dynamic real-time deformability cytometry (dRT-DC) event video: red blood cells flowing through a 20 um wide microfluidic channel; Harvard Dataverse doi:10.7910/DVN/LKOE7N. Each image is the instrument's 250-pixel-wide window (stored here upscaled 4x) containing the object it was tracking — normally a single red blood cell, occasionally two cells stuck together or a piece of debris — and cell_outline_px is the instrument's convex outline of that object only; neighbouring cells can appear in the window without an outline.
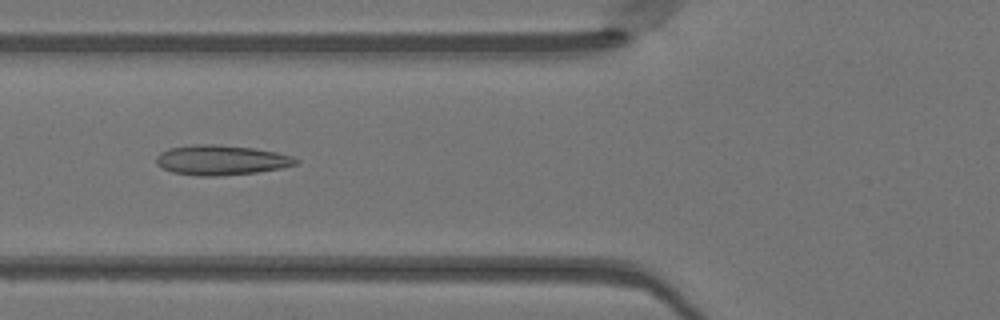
{"species": "Egyptian fruit bat (a non-hibernating species)", "species_latin": "Rousettus aegyptiacus", "temperature_condition": "warm", "stored_images_in_passage": 48, "camera_frame_rate_fps": 3000, "um_per_image_px": 0.085, "animal": {"sex": "female"}, "frame": {"image": 1, "passage_image": 18, "time_ms": 5.667, "image_size_px": [1000, 320], "cell_outline_px": [[300, 160], [296, 164], [280, 168], [256, 172], [220, 176], [196, 176], [172, 172], [156, 164], [156, 156], [160, 152], [168, 148], [200, 144], [216, 144], [252, 148], [276, 152], [292, 156]], "centroid_in_image_um": [18.78, 13.61], "position_along_channel_um": 107.0, "area_um2": 24.28}}
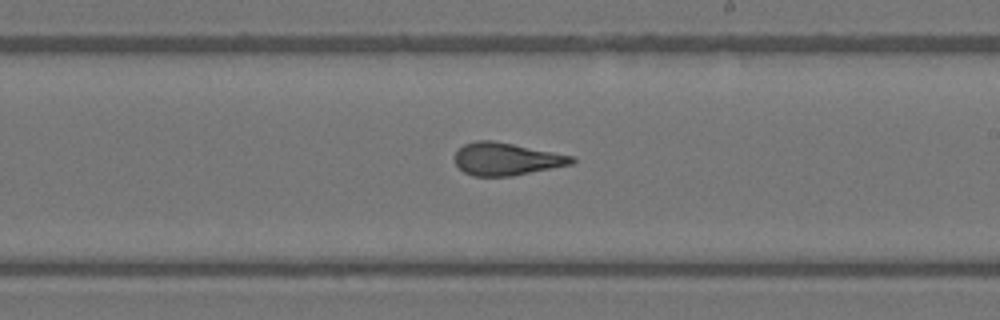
{"frame": {"image": 2, "passage_image": 28, "time_ms": 9.0, "image_size_px": [1000, 320], "cell_outline_px": [[576, 160], [572, 164], [512, 176], [472, 176], [464, 172], [456, 164], [456, 152], [464, 144], [476, 140], [492, 140], [576, 156]], "centroid_in_image_um": [43.07, 13.51], "position_along_channel_um": 245.9, "area_um2": 22.14}}
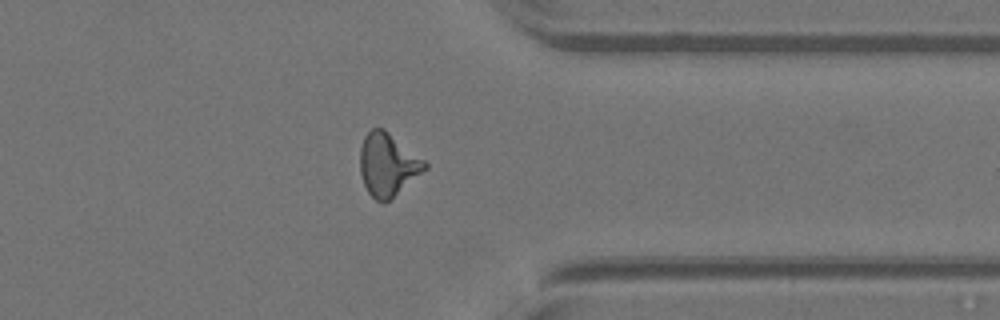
{"frame": {"image": 3, "passage_image": 38, "time_ms": 12.333, "image_size_px": [1000, 320], "cell_outline_px": [[428, 168], [384, 204], [376, 200], [368, 192], [364, 184], [360, 172], [360, 148], [364, 136], [372, 128], [384, 128], [424, 160], [428, 164]], "centroid_in_image_um": [32.95, 13.99], "position_along_channel_um": 378.5, "area_um2": 23.58}, "authors_computed_cell_mechanics": {"area_um2": 23.3223, "velocity_mm_per_s": 4.1717, "shape_relaxation_time_tau1_ms": 9.9966, "shape_relaxation_time_tau2_ms": 1.2536, "deformation_change_tau1": 0.2535, "deformation_change_tau2": 0.1093}}